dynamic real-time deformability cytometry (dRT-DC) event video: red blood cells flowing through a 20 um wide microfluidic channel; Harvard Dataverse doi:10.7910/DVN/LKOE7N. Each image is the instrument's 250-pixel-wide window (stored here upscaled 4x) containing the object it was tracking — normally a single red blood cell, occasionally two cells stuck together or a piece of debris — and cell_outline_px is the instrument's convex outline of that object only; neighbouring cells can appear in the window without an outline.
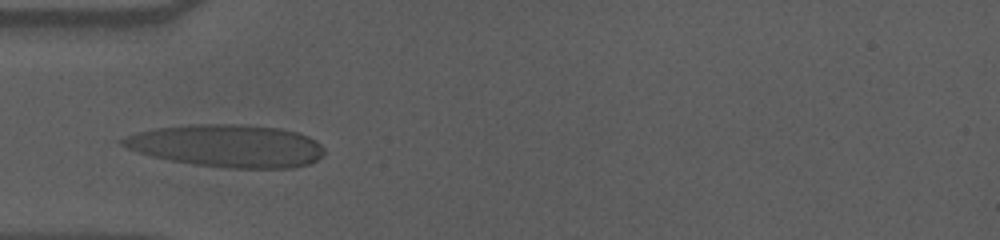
{"species": "human", "species_latin": "Homo sapiens", "temperature_condition": "cold", "stored_images_in_passage": 37, "camera_frame_rate_fps": 3000, "um_per_image_px": 0.085, "donor": {"sex": "male"}, "frame": {"image": 1, "passage_image": 6, "time_ms": 1.667, "image_size_px": [1000, 240], "cell_outline_px": [[324, 152], [316, 160], [308, 164], [292, 168], [224, 168], [168, 160], [152, 156], [128, 148], [120, 144], [116, 140], [136, 132], [156, 128], [188, 124], [240, 124], [280, 128], [296, 132], [308, 136], [316, 140], [324, 148]], "centroid_in_image_um": [19.28, 12.39], "position_along_channel_um": 65.7, "area_um2": 50.11}}
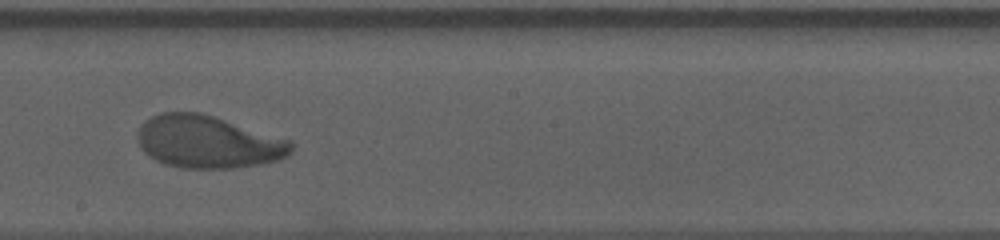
{"frame": {"image": 2, "passage_image": 20, "time_ms": 6.333, "image_size_px": [1000, 240], "cell_outline_px": [[292, 152], [280, 160], [260, 164], [232, 168], [180, 168], [164, 164], [148, 156], [140, 148], [136, 136], [140, 124], [144, 120], [160, 112], [200, 112], [292, 140]], "centroid_in_image_um": [17.65, 12.06], "position_along_channel_um": 230.6, "area_um2": 47.4}}
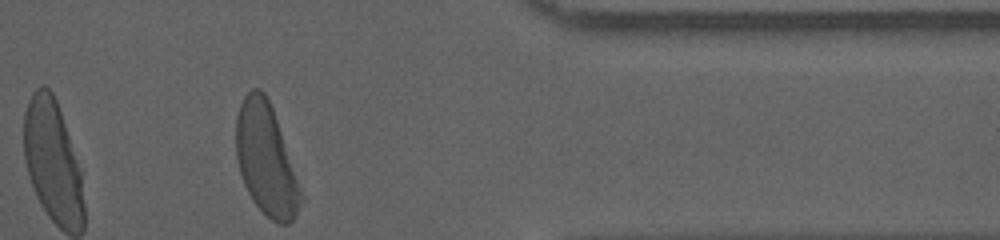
{"frame": {"image": 3, "passage_image": 35, "time_ms": 11.333, "image_size_px": [1000, 240], "cell_outline_px": [[308, 200], [292, 220], [288, 224], [276, 224], [252, 200], [244, 184], [236, 160], [236, 116], [240, 104], [244, 96], [252, 88], [260, 88], [264, 92], [272, 108]], "centroid_in_image_um": [22.68, 13.62], "position_along_channel_um": 388.7, "area_um2": 43.0}, "authors_computed_cell_mechanics": {"area_um2": 46.6446, "velocity_mm_per_s": 3.5474, "shape_relaxation_time_tau1_ms": 3.85, "shape_relaxation_time_tau2_ms": 1.0434, "deformation_change_tau1": 0.1942, "deformation_change_tau2": 0.0545}}